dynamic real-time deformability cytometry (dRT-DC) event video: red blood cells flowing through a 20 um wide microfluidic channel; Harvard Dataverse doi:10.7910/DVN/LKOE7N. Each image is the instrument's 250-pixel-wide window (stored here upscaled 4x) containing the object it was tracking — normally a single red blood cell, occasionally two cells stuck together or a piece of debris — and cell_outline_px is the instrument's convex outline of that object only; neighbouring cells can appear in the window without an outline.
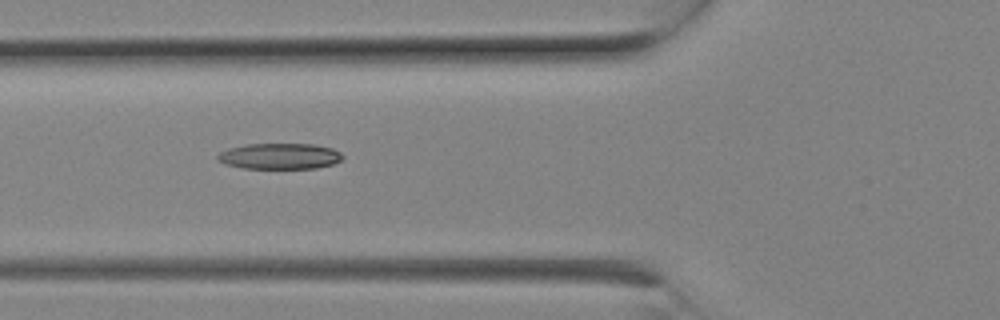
{"species": "Egyptian fruit bat (a non-hibernating species)", "species_latin": "Rousettus aegyptiacus", "temperature_condition": "room temperature", "stored_images_in_passage": 9, "camera_frame_rate_fps": 3000, "um_per_image_px": 0.085, "animal": {"sex": "female"}, "frame": {"image": 1, "passage_image": 8, "time_ms": 2.333, "image_size_px": [1000, 320], "cell_outline_px": [[344, 156], [340, 160], [332, 164], [316, 168], [244, 168], [224, 164], [216, 156], [220, 152], [228, 148], [244, 144], [312, 144], [332, 148], [340, 152]], "centroid_in_image_um": [23.76, 13.27], "position_along_channel_um": 102.0, "area_um2": 18.79}}
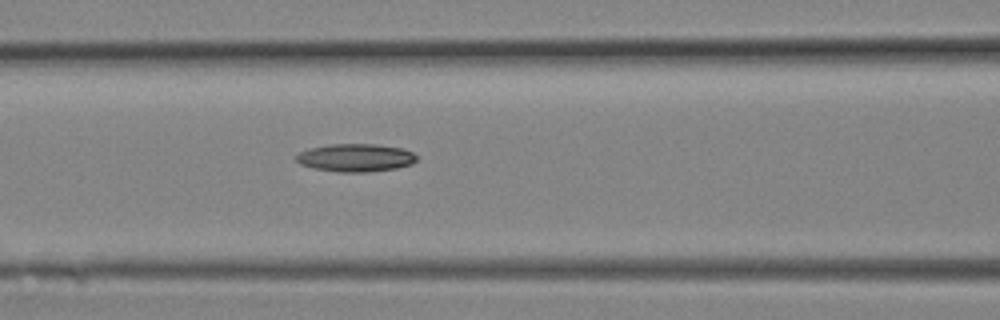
{"frame": {"image": 2, "passage_image": 9, "time_ms": 2.667, "image_size_px": [1000, 320], "cell_outline_px": [[416, 160], [412, 164], [396, 168], [368, 172], [340, 172], [312, 168], [300, 164], [296, 160], [296, 156], [300, 152], [308, 148], [332, 144], [376, 144], [400, 148], [412, 152], [416, 156]], "centroid_in_image_um": [30.2, 13.41], "position_along_channel_um": 136.4, "area_um2": 19.54}}